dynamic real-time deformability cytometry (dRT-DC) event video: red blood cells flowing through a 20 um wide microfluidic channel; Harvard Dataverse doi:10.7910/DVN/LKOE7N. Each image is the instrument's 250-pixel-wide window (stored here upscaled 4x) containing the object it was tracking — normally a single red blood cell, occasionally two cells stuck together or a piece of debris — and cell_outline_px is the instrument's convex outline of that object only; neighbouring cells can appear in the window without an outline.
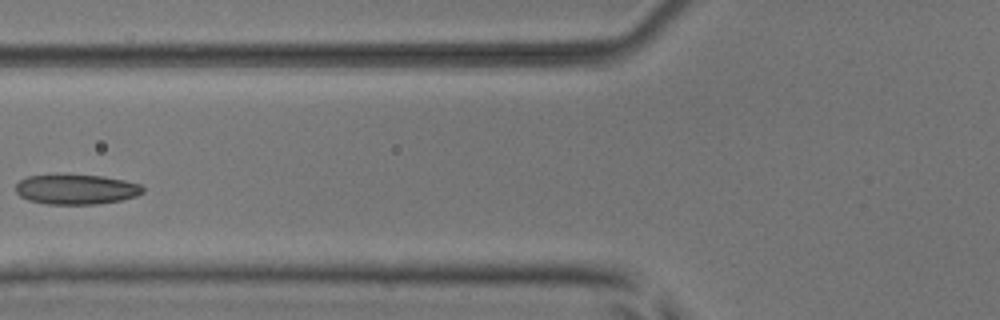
{"species": "common noctule bat (a hibernating species)", "species_latin": "Nyctalus noctula", "temperature_condition": "room temperature", "stored_images_in_passage": 5, "camera_frame_rate_fps": 3000, "um_per_image_px": 0.085, "animal": {"sex": "male", "body_mass_g": 17.9, "forearm_length_mm": 54.2}, "frame": {"image": 1, "passage_image": 4, "time_ms": 1.0, "image_size_px": [1000, 320], "cell_outline_px": [[144, 192], [136, 196], [120, 200], [96, 204], [44, 204], [28, 200], [20, 196], [16, 192], [16, 184], [20, 180], [28, 176], [56, 172], [68, 172], [104, 176], [124, 180], [140, 184], [144, 188]], "centroid_in_image_um": [6.44, 16.04], "position_along_channel_um": 119.4, "area_um2": 23.12}}
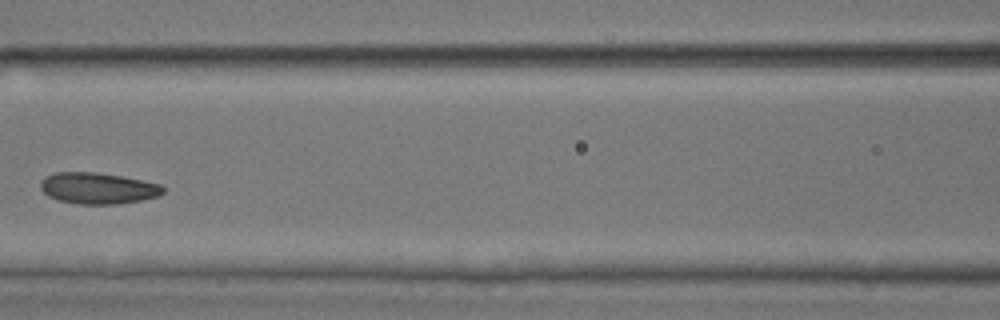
{"frame": {"image": 2, "passage_image": 5, "time_ms": 1.333, "image_size_px": [1000, 320], "cell_outline_px": [[164, 192], [156, 196], [140, 200], [120, 204], [80, 204], [60, 200], [48, 196], [40, 188], [40, 180], [44, 176], [56, 172], [96, 172], [120, 176], [160, 184], [164, 188]], "centroid_in_image_um": [8.28, 15.99], "position_along_channel_um": 158.3, "area_um2": 22.2}}